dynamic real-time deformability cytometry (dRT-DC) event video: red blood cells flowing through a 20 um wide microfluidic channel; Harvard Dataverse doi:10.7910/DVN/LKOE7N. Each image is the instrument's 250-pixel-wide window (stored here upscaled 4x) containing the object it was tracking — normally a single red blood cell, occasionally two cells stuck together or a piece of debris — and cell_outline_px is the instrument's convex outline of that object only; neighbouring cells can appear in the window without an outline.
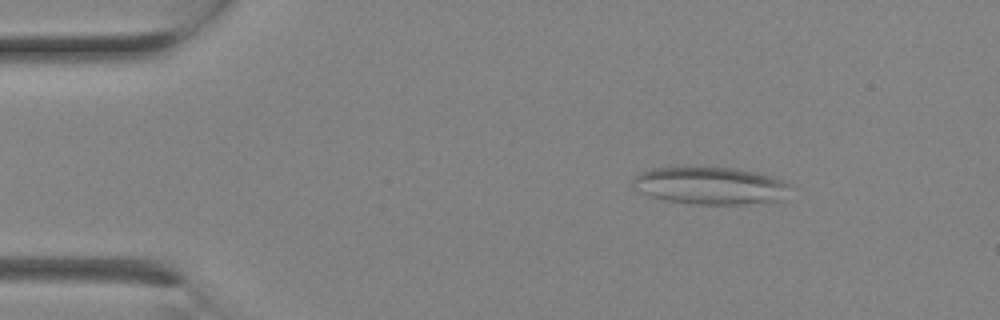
{"species": "Egyptian fruit bat (a non-hibernating species)", "species_latin": "Rousettus aegyptiacus", "temperature_condition": "room temperature", "stored_images_in_passage": 1, "camera_frame_rate_fps": 3000, "um_per_image_px": 0.085, "animal": {"sex": "female"}, "frame": {"image": 1, "passage_image": 1, "time_ms": 0.0, "image_size_px": [1000, 320], "cell_outline_px": [[792, 184], [780, 200], [744, 204], [692, 204], [664, 200], [652, 196], [644, 192], [632, 180], [632, 176], [640, 172], [652, 168], [736, 168], [756, 172]], "centroid_in_image_um": [60.39, 15.78], "position_along_channel_um": 24.6, "area_um2": 33.58}}